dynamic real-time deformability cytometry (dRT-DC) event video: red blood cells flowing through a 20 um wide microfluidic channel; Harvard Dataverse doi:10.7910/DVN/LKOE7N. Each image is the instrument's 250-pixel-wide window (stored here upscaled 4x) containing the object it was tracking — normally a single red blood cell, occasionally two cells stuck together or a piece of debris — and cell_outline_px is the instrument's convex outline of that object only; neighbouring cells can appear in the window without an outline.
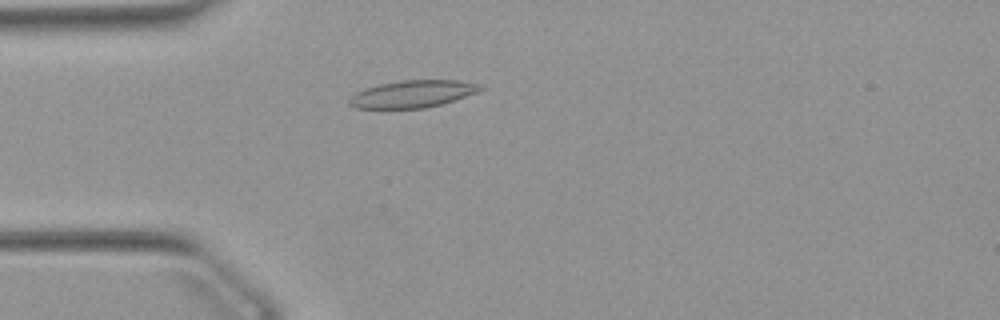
{"species": "Egyptian fruit bat (a non-hibernating species)", "species_latin": "Rousettus aegyptiacus", "temperature_condition": "warm", "stored_images_in_passage": 51, "camera_frame_rate_fps": 3000, "um_per_image_px": 0.085, "animal": {"sex": "female"}, "frame": {"image": 1, "passage_image": 13, "time_ms": 4.0, "image_size_px": [1000, 320], "cell_outline_px": [[484, 88], [476, 92], [440, 104], [424, 108], [356, 108], [348, 104], [348, 100], [356, 92], [364, 88], [380, 84], [404, 80], [460, 80], [480, 84]], "centroid_in_image_um": [35.04, 7.98], "position_along_channel_um": 50.0, "area_um2": 20.52}}
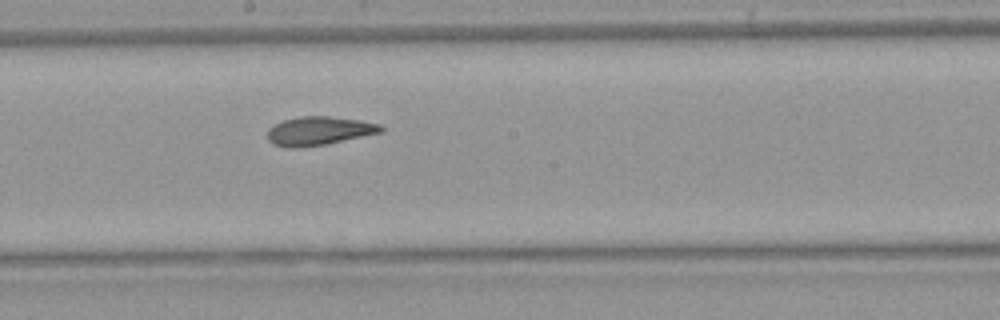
{"frame": {"image": 2, "passage_image": 27, "time_ms": 8.667, "image_size_px": [1000, 320], "cell_outline_px": [[384, 132], [324, 144], [296, 148], [288, 148], [272, 144], [268, 140], [268, 128], [284, 120], [300, 116], [328, 116], [360, 120], [380, 124], [384, 128]], "centroid_in_image_um": [27.12, 11.12], "position_along_channel_um": 221.1, "area_um2": 18.9}}
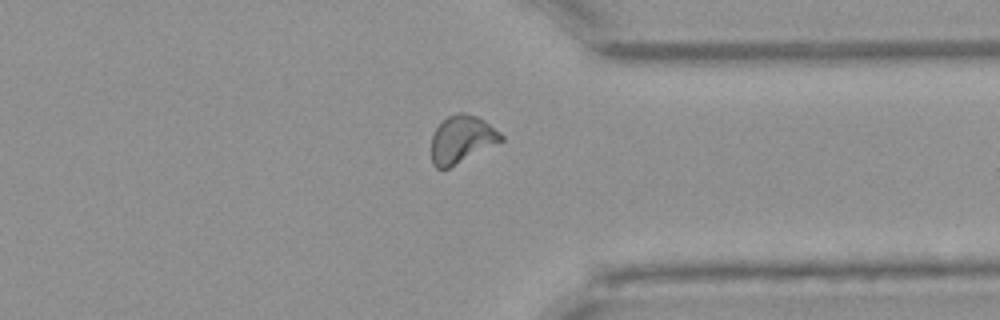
{"frame": {"image": 3, "passage_image": 39, "time_ms": 12.667, "image_size_px": [1000, 320], "cell_outline_px": [[504, 140], [448, 168], [436, 168], [432, 164], [432, 136], [436, 128], [448, 116], [456, 112], [464, 112], [476, 116], [484, 120], [500, 132], [504, 136]], "centroid_in_image_um": [39.25, 11.82], "position_along_channel_um": 372.1, "area_um2": 19.07}, "authors_computed_cell_mechanics": {"area_um2": 19.074, "velocity_mm_per_s": 3.8731, "shape_relaxation_time_tau1_ms": null, "shape_relaxation_time_tau2_ms": 2.1352, "deformation_change_tau1": null, "deformation_change_tau2": 0.0796}}